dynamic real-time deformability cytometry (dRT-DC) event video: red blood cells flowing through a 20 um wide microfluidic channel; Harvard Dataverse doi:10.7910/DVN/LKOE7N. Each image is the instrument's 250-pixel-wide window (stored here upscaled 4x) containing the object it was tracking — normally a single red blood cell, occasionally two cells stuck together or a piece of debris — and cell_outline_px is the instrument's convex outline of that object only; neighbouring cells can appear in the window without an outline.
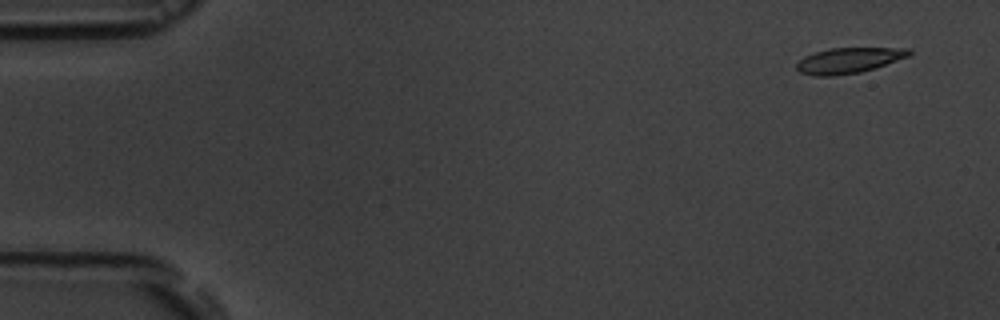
{"species": "common noctule bat (a hibernating species)", "species_latin": "Nyctalus noctula", "temperature_condition": "room temperature", "stored_images_in_passage": 4, "camera_frame_rate_fps": 3000, "um_per_image_px": 0.085, "animal": {"sex": "male", "body_mass_g": 19.5, "forearm_length_mm": 54.6}, "frame": {"image": 1, "passage_image": 1, "time_ms": 0.0, "image_size_px": [1000, 320], "cell_outline_px": [[912, 52], [908, 56], [876, 68], [860, 72], [832, 76], [812, 76], [800, 72], [796, 68], [796, 64], [804, 56], [828, 48], [912, 48]], "centroid_in_image_um": [72.14, 5.13], "position_along_channel_um": 12.9, "area_um2": 16.76}}